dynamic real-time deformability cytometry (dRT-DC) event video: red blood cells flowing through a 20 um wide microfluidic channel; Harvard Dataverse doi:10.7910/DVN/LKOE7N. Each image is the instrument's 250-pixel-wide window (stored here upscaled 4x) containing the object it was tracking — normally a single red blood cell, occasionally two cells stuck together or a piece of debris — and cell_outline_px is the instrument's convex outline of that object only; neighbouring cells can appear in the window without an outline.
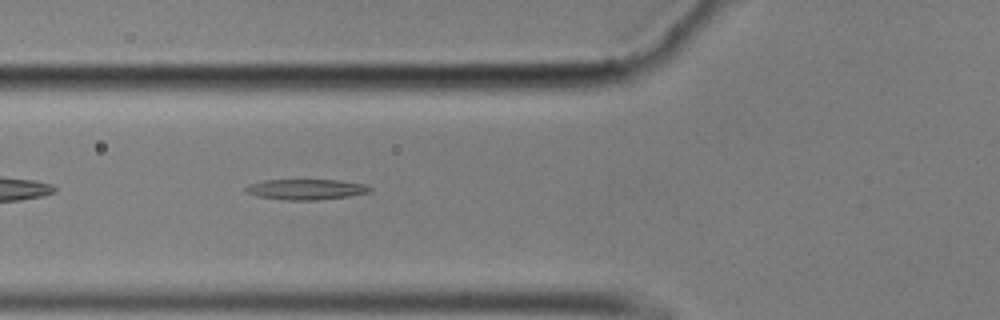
{"species": "common noctule bat (a hibernating species)", "species_latin": "Nyctalus noctula", "temperature_condition": "cold", "stored_images_in_passage": 41, "camera_frame_rate_fps": 3000, "um_per_image_px": 0.085, "animal": {"sex": "male", "body_mass_g": 17.9}, "frame": {"image": 1, "passage_image": 5, "time_ms": 1.333, "image_size_px": [1000, 320], "cell_outline_px": [[372, 192], [348, 196], [316, 200], [288, 200], [256, 196], [244, 192], [244, 188], [248, 184], [264, 180], [340, 180], [364, 184], [372, 188]], "centroid_in_image_um": [25.99, 16.09], "position_along_channel_um": 99.8, "area_um2": 14.91}}
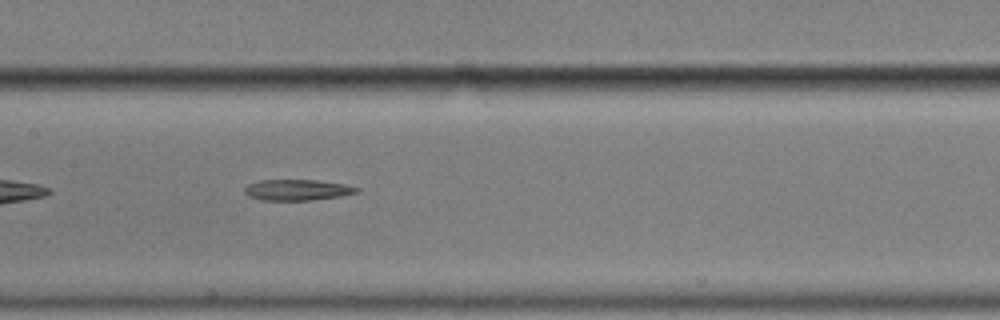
{"frame": {"image": 2, "passage_image": 12, "time_ms": 3.667, "image_size_px": [1000, 320], "cell_outline_px": [[360, 192], [340, 196], [308, 200], [260, 200], [248, 196], [244, 192], [244, 188], [248, 184], [260, 180], [316, 180], [344, 184], [360, 188]], "centroid_in_image_um": [25.25, 16.14], "position_along_channel_um": 182.1, "area_um2": 13.64}}
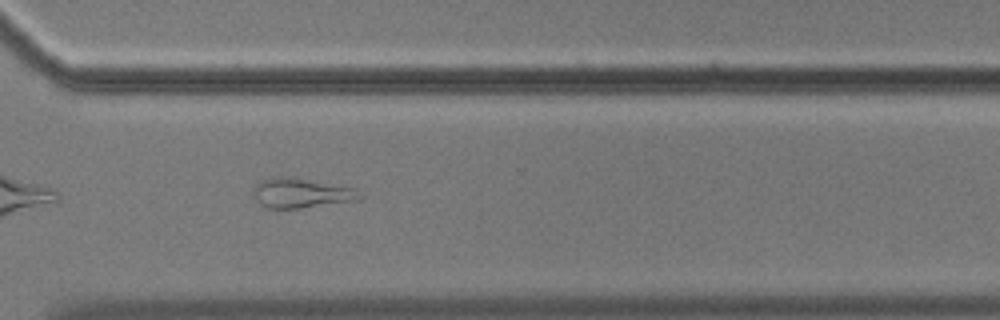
{"frame": {"image": 3, "passage_image": 26, "time_ms": 8.333, "image_size_px": [1000, 320], "cell_outline_px": [[364, 196], [360, 200], [300, 208], [268, 208], [260, 204], [256, 200], [252, 192], [252, 188], [256, 184], [272, 176], [292, 176], [356, 188]], "centroid_in_image_um": [25.62, 16.39], "position_along_channel_um": 345.0, "area_um2": 18.79}, "authors_computed_cell_mechanics": {"area_um2": 15.0858, "velocity_mm_per_s": 3.5044, "shape_relaxation_time_tau1_ms": null, "shape_relaxation_time_tau2_ms": 2.9363, "deformation_change_tau1": null, "deformation_change_tau2": 0.1156}}